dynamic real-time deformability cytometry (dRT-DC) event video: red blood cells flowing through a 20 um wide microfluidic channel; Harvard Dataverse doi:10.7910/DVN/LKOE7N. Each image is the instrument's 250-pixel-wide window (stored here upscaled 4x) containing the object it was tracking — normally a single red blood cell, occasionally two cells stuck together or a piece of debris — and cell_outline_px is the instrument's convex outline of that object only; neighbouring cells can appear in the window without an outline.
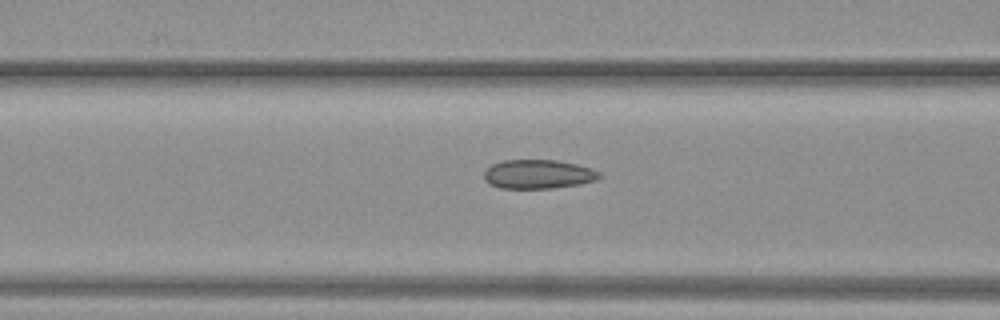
{"species": "common noctule bat (a hibernating species)", "species_latin": "Nyctalus noctula", "temperature_condition": "warm", "stored_images_in_passage": 14, "camera_frame_rate_fps": 3000, "um_per_image_px": 0.085, "animal": {"sex": "female", "body_mass_g": 19.3, "forearm_length_mm": 54.1}, "frame": {"image": 1, "passage_image": 12, "time_ms": 3.667, "image_size_px": [1000, 320], "cell_outline_px": [[600, 176], [596, 180], [580, 184], [552, 188], [500, 188], [488, 184], [484, 180], [484, 172], [492, 164], [504, 160], [556, 160], [576, 164], [592, 168], [600, 172]], "centroid_in_image_um": [45.73, 14.81], "position_along_channel_um": 120.9, "area_um2": 19.54}}